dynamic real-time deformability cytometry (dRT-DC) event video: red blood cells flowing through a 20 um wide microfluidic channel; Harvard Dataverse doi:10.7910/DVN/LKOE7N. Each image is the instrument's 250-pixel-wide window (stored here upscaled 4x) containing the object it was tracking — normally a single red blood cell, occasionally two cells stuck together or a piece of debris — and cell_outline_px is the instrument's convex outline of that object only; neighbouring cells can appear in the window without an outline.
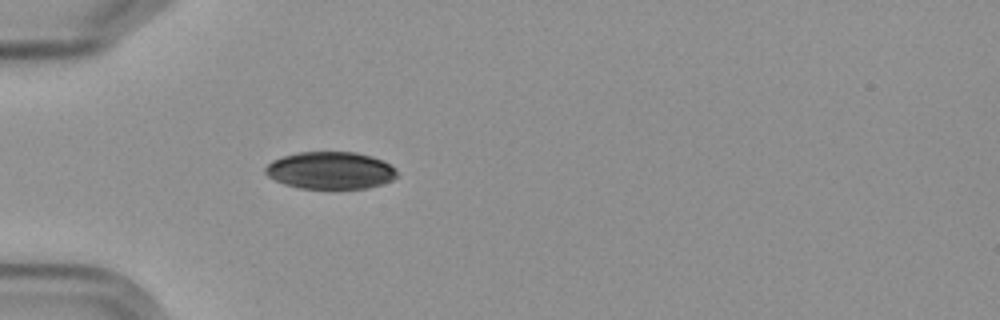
{"species": "Egyptian fruit bat (a non-hibernating species)", "species_latin": "Rousettus aegyptiacus", "temperature_condition": "cold", "stored_images_in_passage": 5, "camera_frame_rate_fps": 3000, "um_per_image_px": 0.085, "frame": {"image": 1, "passage_image": 5, "time_ms": 4.667, "image_size_px": [1000, 320], "cell_outline_px": [[400, 176], [392, 180], [368, 188], [300, 188], [284, 184], [268, 176], [264, 172], [264, 168], [272, 160], [284, 156], [300, 152], [356, 152], [372, 156], [384, 160], [396, 168]], "centroid_in_image_um": [28.12, 14.48], "position_along_channel_um": 56.9, "area_um2": 28.73}}